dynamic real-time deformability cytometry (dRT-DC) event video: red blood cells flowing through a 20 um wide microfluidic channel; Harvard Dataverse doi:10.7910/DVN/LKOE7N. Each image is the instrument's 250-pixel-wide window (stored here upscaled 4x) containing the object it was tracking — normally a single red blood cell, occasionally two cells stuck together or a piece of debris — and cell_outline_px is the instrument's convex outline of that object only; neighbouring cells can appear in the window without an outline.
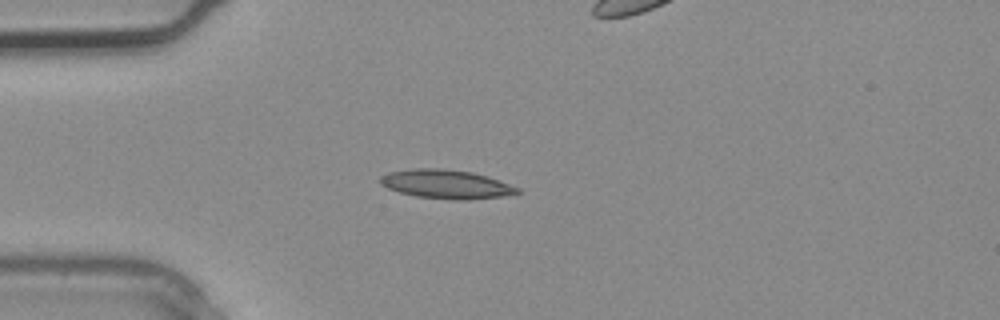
{"species": "common noctule bat (a hibernating species)", "species_latin": "Nyctalus noctula", "temperature_condition": "warm", "stored_images_in_passage": 4, "camera_frame_rate_fps": 3000, "um_per_image_px": 0.085, "animal": {"sex": "male", "body_mass_g": 20.4}, "frame": {"image": 1, "passage_image": 2, "time_ms": 0.333, "image_size_px": [1000, 320], "cell_outline_px": [[520, 192], [516, 196], [468, 200], [452, 200], [416, 196], [400, 192], [388, 188], [380, 184], [380, 176], [388, 172], [412, 168], [440, 168], [472, 172], [488, 176], [520, 188]], "centroid_in_image_um": [38.0, 15.67], "position_along_channel_um": 47.0, "area_um2": 23.52}}